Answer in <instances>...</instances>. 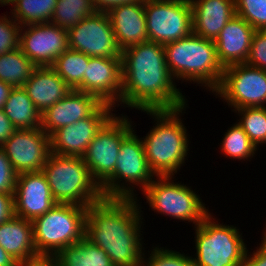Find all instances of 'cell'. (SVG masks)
<instances>
[{
    "mask_svg": "<svg viewBox=\"0 0 266 266\" xmlns=\"http://www.w3.org/2000/svg\"><path fill=\"white\" fill-rule=\"evenodd\" d=\"M121 107L143 110L179 109L188 105L166 63L164 45L144 42L122 50Z\"/></svg>",
    "mask_w": 266,
    "mask_h": 266,
    "instance_id": "cell-1",
    "label": "cell"
},
{
    "mask_svg": "<svg viewBox=\"0 0 266 266\" xmlns=\"http://www.w3.org/2000/svg\"><path fill=\"white\" fill-rule=\"evenodd\" d=\"M138 198L103 197L87 208L85 237L106 251L114 266H142L147 244Z\"/></svg>",
    "mask_w": 266,
    "mask_h": 266,
    "instance_id": "cell-2",
    "label": "cell"
},
{
    "mask_svg": "<svg viewBox=\"0 0 266 266\" xmlns=\"http://www.w3.org/2000/svg\"><path fill=\"white\" fill-rule=\"evenodd\" d=\"M187 107L141 111L155 122L142 137L146 159L155 176H175L188 160L190 135L181 119Z\"/></svg>",
    "mask_w": 266,
    "mask_h": 266,
    "instance_id": "cell-3",
    "label": "cell"
},
{
    "mask_svg": "<svg viewBox=\"0 0 266 266\" xmlns=\"http://www.w3.org/2000/svg\"><path fill=\"white\" fill-rule=\"evenodd\" d=\"M164 50L167 66L176 82L196 83L210 93L219 86L224 69L218 62L214 41L192 33L165 44Z\"/></svg>",
    "mask_w": 266,
    "mask_h": 266,
    "instance_id": "cell-4",
    "label": "cell"
},
{
    "mask_svg": "<svg viewBox=\"0 0 266 266\" xmlns=\"http://www.w3.org/2000/svg\"><path fill=\"white\" fill-rule=\"evenodd\" d=\"M42 172L57 203L88 207L103 198L82 157L51 153Z\"/></svg>",
    "mask_w": 266,
    "mask_h": 266,
    "instance_id": "cell-5",
    "label": "cell"
},
{
    "mask_svg": "<svg viewBox=\"0 0 266 266\" xmlns=\"http://www.w3.org/2000/svg\"><path fill=\"white\" fill-rule=\"evenodd\" d=\"M212 214L193 227L194 266H245L247 244L240 228L220 223Z\"/></svg>",
    "mask_w": 266,
    "mask_h": 266,
    "instance_id": "cell-6",
    "label": "cell"
},
{
    "mask_svg": "<svg viewBox=\"0 0 266 266\" xmlns=\"http://www.w3.org/2000/svg\"><path fill=\"white\" fill-rule=\"evenodd\" d=\"M88 207L76 204H56L32 221L34 243L38 255L56 256L66 246L85 237Z\"/></svg>",
    "mask_w": 266,
    "mask_h": 266,
    "instance_id": "cell-7",
    "label": "cell"
},
{
    "mask_svg": "<svg viewBox=\"0 0 266 266\" xmlns=\"http://www.w3.org/2000/svg\"><path fill=\"white\" fill-rule=\"evenodd\" d=\"M135 130L121 142L114 172L100 185L105 198L136 199L135 188L142 192L156 177L146 159L143 140Z\"/></svg>",
    "mask_w": 266,
    "mask_h": 266,
    "instance_id": "cell-8",
    "label": "cell"
},
{
    "mask_svg": "<svg viewBox=\"0 0 266 266\" xmlns=\"http://www.w3.org/2000/svg\"><path fill=\"white\" fill-rule=\"evenodd\" d=\"M173 179V180H172ZM175 176H156L141 194L156 214L179 221L201 223L211 211L191 186L174 182Z\"/></svg>",
    "mask_w": 266,
    "mask_h": 266,
    "instance_id": "cell-9",
    "label": "cell"
},
{
    "mask_svg": "<svg viewBox=\"0 0 266 266\" xmlns=\"http://www.w3.org/2000/svg\"><path fill=\"white\" fill-rule=\"evenodd\" d=\"M133 123L127 115L114 114L97 132L82 156L99 186L114 172L121 142L134 130L136 125Z\"/></svg>",
    "mask_w": 266,
    "mask_h": 266,
    "instance_id": "cell-10",
    "label": "cell"
},
{
    "mask_svg": "<svg viewBox=\"0 0 266 266\" xmlns=\"http://www.w3.org/2000/svg\"><path fill=\"white\" fill-rule=\"evenodd\" d=\"M149 42L165 45L193 33L190 0H144Z\"/></svg>",
    "mask_w": 266,
    "mask_h": 266,
    "instance_id": "cell-11",
    "label": "cell"
},
{
    "mask_svg": "<svg viewBox=\"0 0 266 266\" xmlns=\"http://www.w3.org/2000/svg\"><path fill=\"white\" fill-rule=\"evenodd\" d=\"M212 93L232 110L266 107V71L246 63L228 66Z\"/></svg>",
    "mask_w": 266,
    "mask_h": 266,
    "instance_id": "cell-12",
    "label": "cell"
},
{
    "mask_svg": "<svg viewBox=\"0 0 266 266\" xmlns=\"http://www.w3.org/2000/svg\"><path fill=\"white\" fill-rule=\"evenodd\" d=\"M68 48L89 57L121 58L110 19L96 11L68 29Z\"/></svg>",
    "mask_w": 266,
    "mask_h": 266,
    "instance_id": "cell-13",
    "label": "cell"
},
{
    "mask_svg": "<svg viewBox=\"0 0 266 266\" xmlns=\"http://www.w3.org/2000/svg\"><path fill=\"white\" fill-rule=\"evenodd\" d=\"M0 148L17 174L41 172L51 154L50 136L41 128L16 129Z\"/></svg>",
    "mask_w": 266,
    "mask_h": 266,
    "instance_id": "cell-14",
    "label": "cell"
},
{
    "mask_svg": "<svg viewBox=\"0 0 266 266\" xmlns=\"http://www.w3.org/2000/svg\"><path fill=\"white\" fill-rule=\"evenodd\" d=\"M19 48L37 67H51L68 49V29L51 22L21 26Z\"/></svg>",
    "mask_w": 266,
    "mask_h": 266,
    "instance_id": "cell-15",
    "label": "cell"
},
{
    "mask_svg": "<svg viewBox=\"0 0 266 266\" xmlns=\"http://www.w3.org/2000/svg\"><path fill=\"white\" fill-rule=\"evenodd\" d=\"M114 109L103 103L90 117L55 130L50 135L51 153L82 157L97 132L117 112Z\"/></svg>",
    "mask_w": 266,
    "mask_h": 266,
    "instance_id": "cell-16",
    "label": "cell"
},
{
    "mask_svg": "<svg viewBox=\"0 0 266 266\" xmlns=\"http://www.w3.org/2000/svg\"><path fill=\"white\" fill-rule=\"evenodd\" d=\"M83 92L102 103L120 106L122 94V59L90 57L83 75Z\"/></svg>",
    "mask_w": 266,
    "mask_h": 266,
    "instance_id": "cell-17",
    "label": "cell"
},
{
    "mask_svg": "<svg viewBox=\"0 0 266 266\" xmlns=\"http://www.w3.org/2000/svg\"><path fill=\"white\" fill-rule=\"evenodd\" d=\"M56 204L42 171L18 174L14 194L15 216L33 221Z\"/></svg>",
    "mask_w": 266,
    "mask_h": 266,
    "instance_id": "cell-18",
    "label": "cell"
},
{
    "mask_svg": "<svg viewBox=\"0 0 266 266\" xmlns=\"http://www.w3.org/2000/svg\"><path fill=\"white\" fill-rule=\"evenodd\" d=\"M102 104L96 96L72 89L41 114V129L50 136L60 127L90 117Z\"/></svg>",
    "mask_w": 266,
    "mask_h": 266,
    "instance_id": "cell-19",
    "label": "cell"
},
{
    "mask_svg": "<svg viewBox=\"0 0 266 266\" xmlns=\"http://www.w3.org/2000/svg\"><path fill=\"white\" fill-rule=\"evenodd\" d=\"M255 29L239 16H234L214 40L218 62L224 68L245 63Z\"/></svg>",
    "mask_w": 266,
    "mask_h": 266,
    "instance_id": "cell-20",
    "label": "cell"
},
{
    "mask_svg": "<svg viewBox=\"0 0 266 266\" xmlns=\"http://www.w3.org/2000/svg\"><path fill=\"white\" fill-rule=\"evenodd\" d=\"M106 13L121 50L148 41L144 2L119 4Z\"/></svg>",
    "mask_w": 266,
    "mask_h": 266,
    "instance_id": "cell-21",
    "label": "cell"
},
{
    "mask_svg": "<svg viewBox=\"0 0 266 266\" xmlns=\"http://www.w3.org/2000/svg\"><path fill=\"white\" fill-rule=\"evenodd\" d=\"M193 33L214 41L226 24L236 16L235 0H190Z\"/></svg>",
    "mask_w": 266,
    "mask_h": 266,
    "instance_id": "cell-22",
    "label": "cell"
},
{
    "mask_svg": "<svg viewBox=\"0 0 266 266\" xmlns=\"http://www.w3.org/2000/svg\"><path fill=\"white\" fill-rule=\"evenodd\" d=\"M23 88L41 114L72 91L51 67H37Z\"/></svg>",
    "mask_w": 266,
    "mask_h": 266,
    "instance_id": "cell-23",
    "label": "cell"
},
{
    "mask_svg": "<svg viewBox=\"0 0 266 266\" xmlns=\"http://www.w3.org/2000/svg\"><path fill=\"white\" fill-rule=\"evenodd\" d=\"M0 245L17 262L37 256L32 221L14 216L1 223Z\"/></svg>",
    "mask_w": 266,
    "mask_h": 266,
    "instance_id": "cell-24",
    "label": "cell"
},
{
    "mask_svg": "<svg viewBox=\"0 0 266 266\" xmlns=\"http://www.w3.org/2000/svg\"><path fill=\"white\" fill-rule=\"evenodd\" d=\"M3 110L16 129L41 128V112L23 87L11 89Z\"/></svg>",
    "mask_w": 266,
    "mask_h": 266,
    "instance_id": "cell-25",
    "label": "cell"
},
{
    "mask_svg": "<svg viewBox=\"0 0 266 266\" xmlns=\"http://www.w3.org/2000/svg\"><path fill=\"white\" fill-rule=\"evenodd\" d=\"M58 266H114L106 251L84 237L66 246L56 256Z\"/></svg>",
    "mask_w": 266,
    "mask_h": 266,
    "instance_id": "cell-26",
    "label": "cell"
},
{
    "mask_svg": "<svg viewBox=\"0 0 266 266\" xmlns=\"http://www.w3.org/2000/svg\"><path fill=\"white\" fill-rule=\"evenodd\" d=\"M36 68L20 48L0 55V80L12 87H23Z\"/></svg>",
    "mask_w": 266,
    "mask_h": 266,
    "instance_id": "cell-27",
    "label": "cell"
},
{
    "mask_svg": "<svg viewBox=\"0 0 266 266\" xmlns=\"http://www.w3.org/2000/svg\"><path fill=\"white\" fill-rule=\"evenodd\" d=\"M90 57L82 52L67 49L58 56L51 68L74 90L83 92V75Z\"/></svg>",
    "mask_w": 266,
    "mask_h": 266,
    "instance_id": "cell-28",
    "label": "cell"
},
{
    "mask_svg": "<svg viewBox=\"0 0 266 266\" xmlns=\"http://www.w3.org/2000/svg\"><path fill=\"white\" fill-rule=\"evenodd\" d=\"M9 12L20 26L51 22L57 0H16Z\"/></svg>",
    "mask_w": 266,
    "mask_h": 266,
    "instance_id": "cell-29",
    "label": "cell"
},
{
    "mask_svg": "<svg viewBox=\"0 0 266 266\" xmlns=\"http://www.w3.org/2000/svg\"><path fill=\"white\" fill-rule=\"evenodd\" d=\"M220 143V153L224 154V157H229L233 160L236 159L241 162L251 161L257 153V147L251 142L248 135L244 132L242 127L235 122L227 132L224 133Z\"/></svg>",
    "mask_w": 266,
    "mask_h": 266,
    "instance_id": "cell-30",
    "label": "cell"
},
{
    "mask_svg": "<svg viewBox=\"0 0 266 266\" xmlns=\"http://www.w3.org/2000/svg\"><path fill=\"white\" fill-rule=\"evenodd\" d=\"M94 12L92 0H57L51 23L69 29Z\"/></svg>",
    "mask_w": 266,
    "mask_h": 266,
    "instance_id": "cell-31",
    "label": "cell"
},
{
    "mask_svg": "<svg viewBox=\"0 0 266 266\" xmlns=\"http://www.w3.org/2000/svg\"><path fill=\"white\" fill-rule=\"evenodd\" d=\"M239 115L237 123L259 151L266 144V107H246L231 110Z\"/></svg>",
    "mask_w": 266,
    "mask_h": 266,
    "instance_id": "cell-32",
    "label": "cell"
},
{
    "mask_svg": "<svg viewBox=\"0 0 266 266\" xmlns=\"http://www.w3.org/2000/svg\"><path fill=\"white\" fill-rule=\"evenodd\" d=\"M166 248L156 245L150 248L151 254L149 250V254L144 251L142 266H194L193 259L188 253Z\"/></svg>",
    "mask_w": 266,
    "mask_h": 266,
    "instance_id": "cell-33",
    "label": "cell"
},
{
    "mask_svg": "<svg viewBox=\"0 0 266 266\" xmlns=\"http://www.w3.org/2000/svg\"><path fill=\"white\" fill-rule=\"evenodd\" d=\"M235 12L255 30H266V0H235Z\"/></svg>",
    "mask_w": 266,
    "mask_h": 266,
    "instance_id": "cell-34",
    "label": "cell"
},
{
    "mask_svg": "<svg viewBox=\"0 0 266 266\" xmlns=\"http://www.w3.org/2000/svg\"><path fill=\"white\" fill-rule=\"evenodd\" d=\"M6 15L0 16V55L19 48L21 26L8 13Z\"/></svg>",
    "mask_w": 266,
    "mask_h": 266,
    "instance_id": "cell-35",
    "label": "cell"
},
{
    "mask_svg": "<svg viewBox=\"0 0 266 266\" xmlns=\"http://www.w3.org/2000/svg\"><path fill=\"white\" fill-rule=\"evenodd\" d=\"M246 64L266 71V30H256Z\"/></svg>",
    "mask_w": 266,
    "mask_h": 266,
    "instance_id": "cell-36",
    "label": "cell"
},
{
    "mask_svg": "<svg viewBox=\"0 0 266 266\" xmlns=\"http://www.w3.org/2000/svg\"><path fill=\"white\" fill-rule=\"evenodd\" d=\"M17 176L10 160L0 148V193L14 195Z\"/></svg>",
    "mask_w": 266,
    "mask_h": 266,
    "instance_id": "cell-37",
    "label": "cell"
},
{
    "mask_svg": "<svg viewBox=\"0 0 266 266\" xmlns=\"http://www.w3.org/2000/svg\"><path fill=\"white\" fill-rule=\"evenodd\" d=\"M264 229L259 246L257 245L252 254L247 249L245 266H266V225Z\"/></svg>",
    "mask_w": 266,
    "mask_h": 266,
    "instance_id": "cell-38",
    "label": "cell"
},
{
    "mask_svg": "<svg viewBox=\"0 0 266 266\" xmlns=\"http://www.w3.org/2000/svg\"><path fill=\"white\" fill-rule=\"evenodd\" d=\"M15 216L14 195L0 193V224Z\"/></svg>",
    "mask_w": 266,
    "mask_h": 266,
    "instance_id": "cell-39",
    "label": "cell"
},
{
    "mask_svg": "<svg viewBox=\"0 0 266 266\" xmlns=\"http://www.w3.org/2000/svg\"><path fill=\"white\" fill-rule=\"evenodd\" d=\"M16 266H58L55 256L37 255L33 258L18 261Z\"/></svg>",
    "mask_w": 266,
    "mask_h": 266,
    "instance_id": "cell-40",
    "label": "cell"
},
{
    "mask_svg": "<svg viewBox=\"0 0 266 266\" xmlns=\"http://www.w3.org/2000/svg\"><path fill=\"white\" fill-rule=\"evenodd\" d=\"M16 131L3 109H0V147Z\"/></svg>",
    "mask_w": 266,
    "mask_h": 266,
    "instance_id": "cell-41",
    "label": "cell"
},
{
    "mask_svg": "<svg viewBox=\"0 0 266 266\" xmlns=\"http://www.w3.org/2000/svg\"><path fill=\"white\" fill-rule=\"evenodd\" d=\"M92 2L96 11L107 12L109 9L119 4L144 2V0H92Z\"/></svg>",
    "mask_w": 266,
    "mask_h": 266,
    "instance_id": "cell-42",
    "label": "cell"
},
{
    "mask_svg": "<svg viewBox=\"0 0 266 266\" xmlns=\"http://www.w3.org/2000/svg\"><path fill=\"white\" fill-rule=\"evenodd\" d=\"M13 87L4 81L0 80V109H3L4 104L9 96Z\"/></svg>",
    "mask_w": 266,
    "mask_h": 266,
    "instance_id": "cell-43",
    "label": "cell"
},
{
    "mask_svg": "<svg viewBox=\"0 0 266 266\" xmlns=\"http://www.w3.org/2000/svg\"><path fill=\"white\" fill-rule=\"evenodd\" d=\"M17 261L0 245V266H16Z\"/></svg>",
    "mask_w": 266,
    "mask_h": 266,
    "instance_id": "cell-44",
    "label": "cell"
},
{
    "mask_svg": "<svg viewBox=\"0 0 266 266\" xmlns=\"http://www.w3.org/2000/svg\"><path fill=\"white\" fill-rule=\"evenodd\" d=\"M6 1L7 0H0V5L3 7L4 5L6 6Z\"/></svg>",
    "mask_w": 266,
    "mask_h": 266,
    "instance_id": "cell-45",
    "label": "cell"
},
{
    "mask_svg": "<svg viewBox=\"0 0 266 266\" xmlns=\"http://www.w3.org/2000/svg\"><path fill=\"white\" fill-rule=\"evenodd\" d=\"M14 1H16V0H7V1H6V5H7V6H8V5L10 6V4H12Z\"/></svg>",
    "mask_w": 266,
    "mask_h": 266,
    "instance_id": "cell-46",
    "label": "cell"
}]
</instances>
